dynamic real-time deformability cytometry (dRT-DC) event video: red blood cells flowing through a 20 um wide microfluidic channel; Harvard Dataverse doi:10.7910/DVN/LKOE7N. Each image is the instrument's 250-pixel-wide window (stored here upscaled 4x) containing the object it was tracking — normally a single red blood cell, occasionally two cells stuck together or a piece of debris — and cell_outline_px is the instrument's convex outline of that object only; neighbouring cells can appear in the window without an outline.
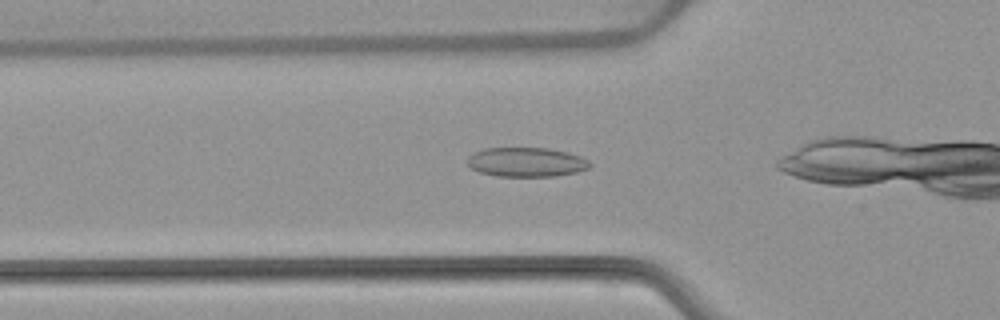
{"species": "common noctule bat (a hibernating species)", "species_latin": "Nyctalus noctula", "temperature_condition": "warm", "stored_images_in_passage": 29, "camera_frame_rate_fps": 3000, "um_per_image_px": 0.085, "animal": {"sex": "female", "body_mass_g": 22.7, "forearm_length_mm": 54.2}, "frame": {"image": 1, "passage_image": 6, "time_ms": 1.667, "image_size_px": [1000, 320], "cell_outline_px": [[592, 164], [588, 168], [576, 172], [556, 176], [496, 176], [480, 172], [472, 168], [468, 164], [468, 156], [484, 148], [548, 148], [568, 152], [580, 156], [588, 160]], "centroid_in_image_um": [44.76, 13.78], "position_along_channel_um": 81.0, "area_um2": 20.87}}
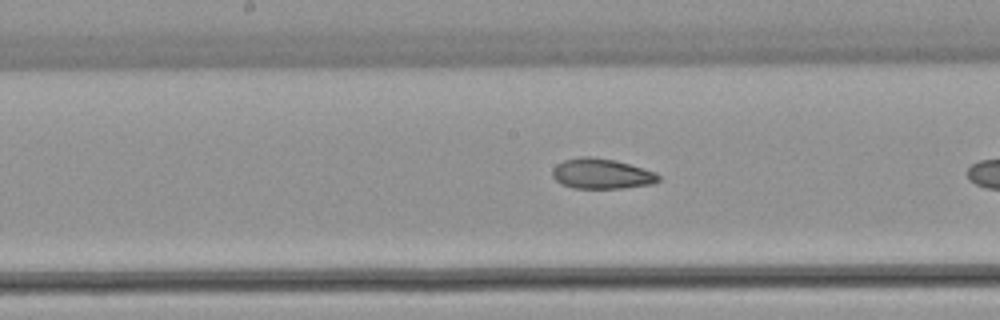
{"frame": {"image": 2, "passage_image": 15, "time_ms": 4.667, "image_size_px": [1000, 320], "cell_outline_px": [[660, 180], [652, 184], [620, 188], [572, 188], [560, 184], [552, 176], [552, 168], [556, 164], [564, 160], [580, 156], [588, 156], [616, 160], [656, 172], [660, 176]], "centroid_in_image_um": [51.11, 14.76], "position_along_channel_um": 197.1, "area_um2": 18.84}}
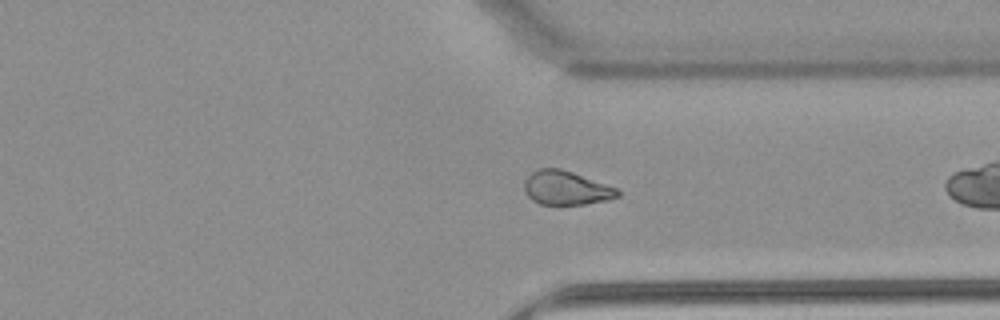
{"frame": {"image": 3, "passage_image": 28, "time_ms": 9.0, "image_size_px": [1000, 320], "cell_outline_px": [[620, 196], [608, 200], [584, 204], [540, 204], [532, 200], [528, 196], [524, 188], [524, 180], [532, 172], [540, 168], [560, 168], [572, 172], [616, 188], [620, 192]], "centroid_in_image_um": [48.11, 15.98], "position_along_channel_um": 363.3, "area_um2": 18.26}}